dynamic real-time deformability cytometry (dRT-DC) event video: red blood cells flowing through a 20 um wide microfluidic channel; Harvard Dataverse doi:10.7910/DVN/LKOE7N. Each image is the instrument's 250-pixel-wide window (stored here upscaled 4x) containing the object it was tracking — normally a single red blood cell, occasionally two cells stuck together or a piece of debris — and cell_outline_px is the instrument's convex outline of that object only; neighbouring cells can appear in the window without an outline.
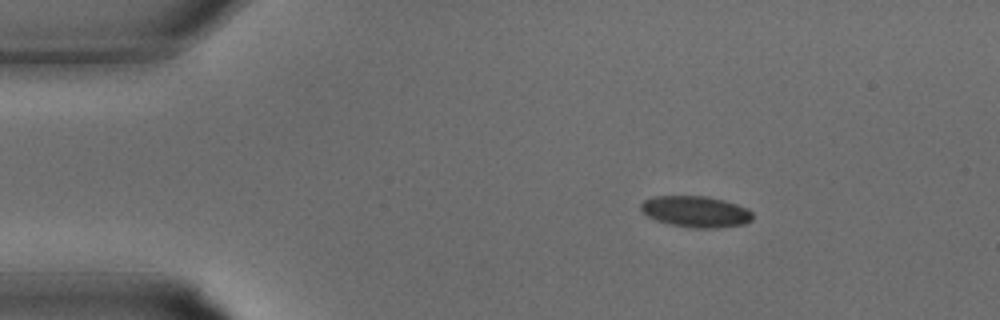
{"species": "common noctule bat (a hibernating species)", "species_latin": "Nyctalus noctula", "temperature_condition": "warm", "stored_images_in_passage": 31, "camera_frame_rate_fps": 3000, "um_per_image_px": 0.085, "animal": {"sex": "male", "body_mass_g": 15.6}, "frame": {"image": 1, "passage_image": 3, "time_ms": 0.667, "image_size_px": [1000, 320], "cell_outline_px": [[752, 220], [744, 224], [716, 228], [692, 228], [668, 224], [656, 220], [648, 216], [640, 208], [640, 204], [644, 200], [652, 196], [708, 196], [724, 200], [748, 208], [752, 212]], "centroid_in_image_um": [59.14, 17.98], "position_along_channel_um": 25.9, "area_um2": 20.46}}
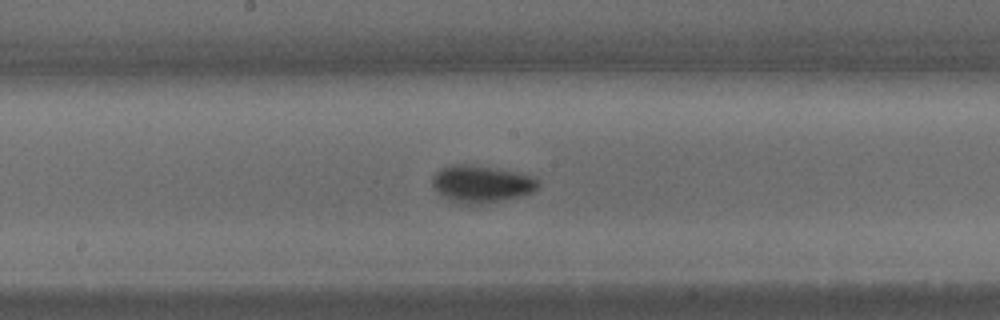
{"frame": {"image": 2, "passage_image": 15, "time_ms": 4.667, "image_size_px": [1000, 320], "cell_outline_px": [[540, 184], [532, 192], [520, 196], [484, 204], [460, 204], [448, 200], [436, 192], [432, 188], [432, 176], [440, 168], [452, 164], [472, 164], [516, 172], [536, 176], [540, 180]], "centroid_in_image_um": [40.89, 15.63], "position_along_channel_um": 207.3, "area_um2": 23.35}}
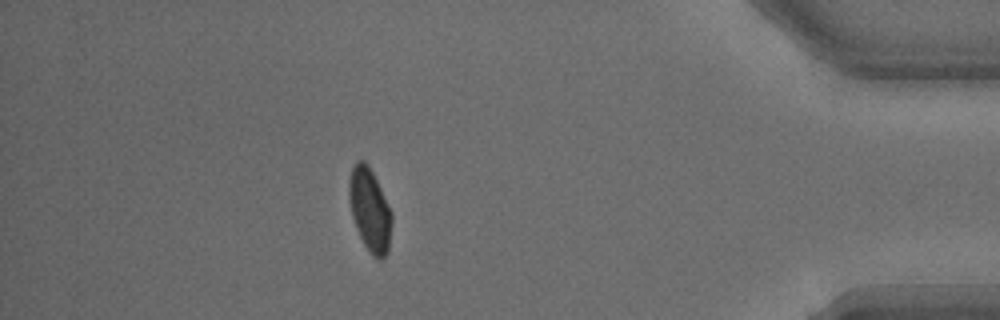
{"frame": {"image": 3, "passage_image": 27, "time_ms": 8.667, "image_size_px": [1000, 320], "cell_outline_px": [[392, 224], [388, 252], [380, 260], [376, 260], [372, 256], [364, 244], [356, 228], [352, 216], [348, 192], [348, 184], [352, 168], [356, 160], [364, 160], [368, 164], [392, 212]], "centroid_in_image_um": [31.43, 17.86], "position_along_channel_um": 403.8, "area_um2": 20.69}}